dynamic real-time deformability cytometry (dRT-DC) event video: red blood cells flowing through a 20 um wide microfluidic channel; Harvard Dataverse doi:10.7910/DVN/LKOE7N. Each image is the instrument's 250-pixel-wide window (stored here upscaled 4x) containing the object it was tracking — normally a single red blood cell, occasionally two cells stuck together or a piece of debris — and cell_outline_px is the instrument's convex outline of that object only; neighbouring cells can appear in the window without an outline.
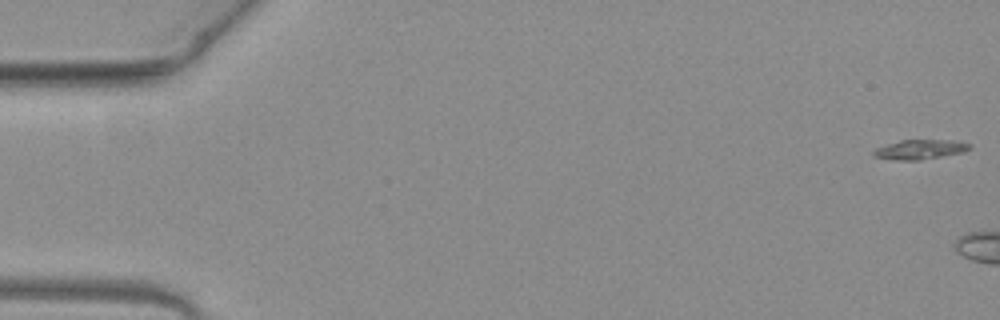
{"species": "common noctule bat (a hibernating species)", "species_latin": "Nyctalus noctula", "temperature_condition": "warm", "stored_images_in_passage": 5, "camera_frame_rate_fps": 3000, "um_per_image_px": 0.085, "animal": {"sex": "female", "body_mass_g": 19.3, "forearm_length_mm": 54.1}, "frame": {"image": 1, "passage_image": 1, "time_ms": 0.0, "image_size_px": [1000, 320], "cell_outline_px": [[972, 148], [964, 152], [920, 160], [896, 160], [872, 156], [872, 152], [876, 148], [900, 140], [952, 140], [972, 144]], "centroid_in_image_um": [78.22, 12.7], "position_along_channel_um": 6.8, "area_um2": 10.98}}